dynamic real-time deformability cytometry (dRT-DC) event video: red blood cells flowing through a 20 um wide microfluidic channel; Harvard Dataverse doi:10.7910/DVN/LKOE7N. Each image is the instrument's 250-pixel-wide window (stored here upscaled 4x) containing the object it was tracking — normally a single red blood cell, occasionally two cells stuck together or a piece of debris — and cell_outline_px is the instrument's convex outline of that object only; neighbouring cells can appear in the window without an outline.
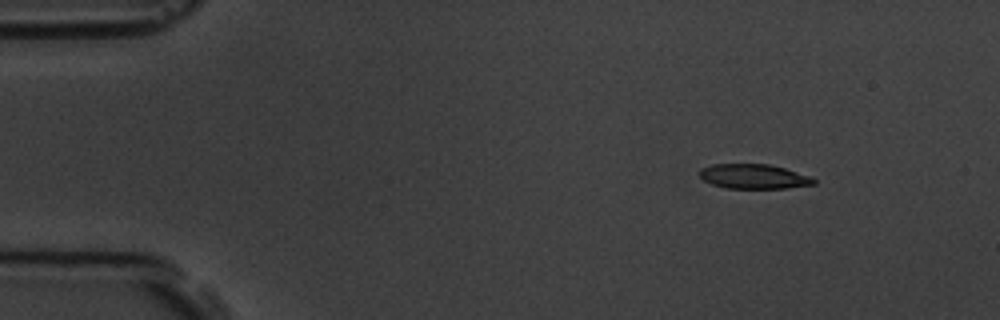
{"species": "common noctule bat (a hibernating species)", "species_latin": "Nyctalus noctula", "temperature_condition": "room temperature", "stored_images_in_passage": 5, "camera_frame_rate_fps": 3000, "um_per_image_px": 0.085, "animal": {"sex": "male", "body_mass_g": 19.5, "forearm_length_mm": 54.6}, "frame": {"image": 1, "passage_image": 2, "time_ms": 1.333, "image_size_px": [1000, 320], "cell_outline_px": [[816, 184], [788, 188], [724, 188], [712, 184], [704, 180], [700, 176], [700, 168], [712, 164], [768, 164], [784, 168], [812, 176], [816, 180]], "centroid_in_image_um": [64.09, 15.0], "position_along_channel_um": 20.9, "area_um2": 16.47}}
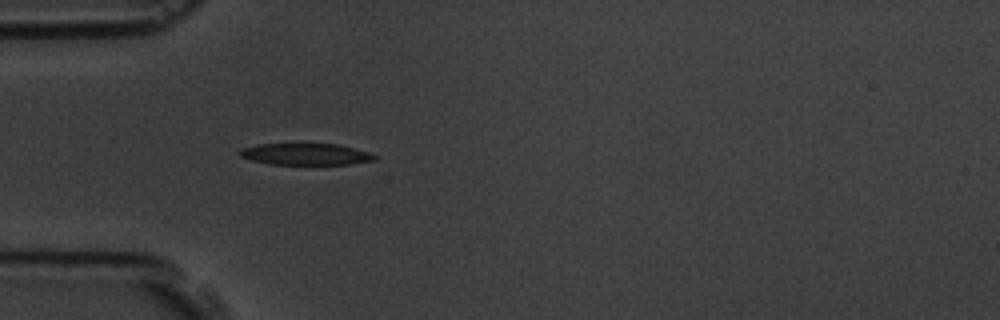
{"frame": {"image": 2, "passage_image": 5, "time_ms": 4.667, "image_size_px": [1000, 320], "cell_outline_px": [[376, 160], [348, 164], [268, 164], [252, 160], [240, 156], [240, 152], [244, 148], [256, 144], [340, 144], [368, 152], [376, 156]], "centroid_in_image_um": [26.0, 13.1], "position_along_channel_um": 59.0, "area_um2": 16.76}}